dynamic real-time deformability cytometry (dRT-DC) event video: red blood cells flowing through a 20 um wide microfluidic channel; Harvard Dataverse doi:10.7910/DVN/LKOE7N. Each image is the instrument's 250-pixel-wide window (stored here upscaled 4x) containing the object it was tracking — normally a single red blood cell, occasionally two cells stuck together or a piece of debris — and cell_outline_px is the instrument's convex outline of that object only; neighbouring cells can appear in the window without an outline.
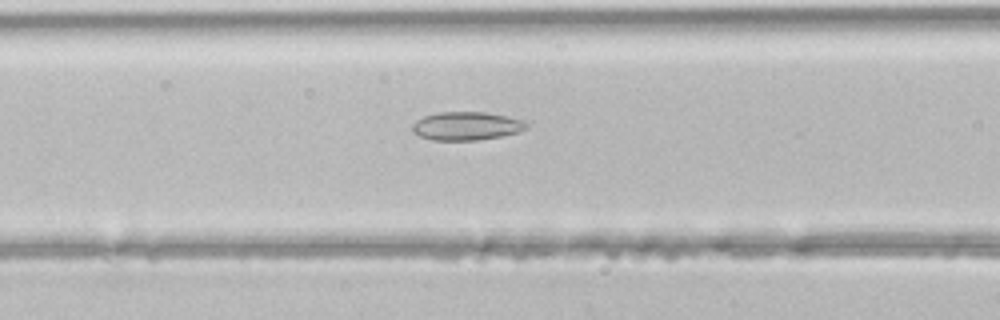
{"species": "common noctule bat (a hibernating species)", "species_latin": "Nyctalus noctula", "temperature_condition": "room temperature", "stored_images_in_passage": 33, "camera_frame_rate_fps": 3000, "um_per_image_px": 0.085, "animal": {"sex": "male", "body_mass_g": 21.5, "forearm_length_mm": 52.0}, "frame": {"image": 1, "passage_image": 8, "time_ms": 2.333, "image_size_px": [1000, 320], "cell_outline_px": [[528, 124], [520, 132], [500, 136], [476, 140], [432, 140], [420, 136], [412, 132], [412, 124], [416, 120], [424, 116], [440, 112], [484, 112], [524, 120]], "centroid_in_image_um": [39.61, 10.71], "position_along_channel_um": 127.0, "area_um2": 18.73}}
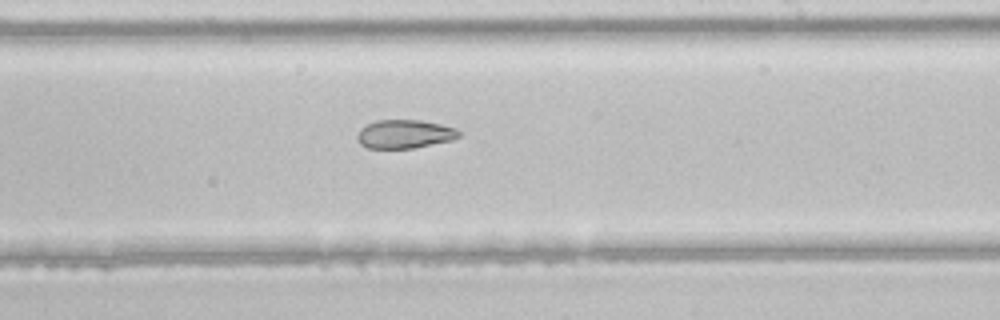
{"frame": {"image": 2, "passage_image": 17, "time_ms": 5.333, "image_size_px": [1000, 320], "cell_outline_px": [[460, 136], [452, 140], [412, 148], [368, 148], [360, 144], [356, 140], [356, 136], [360, 128], [376, 120], [420, 120], [440, 124], [456, 128], [460, 132]], "centroid_in_image_um": [34.37, 11.39], "position_along_channel_um": 254.6, "area_um2": 16.94}}
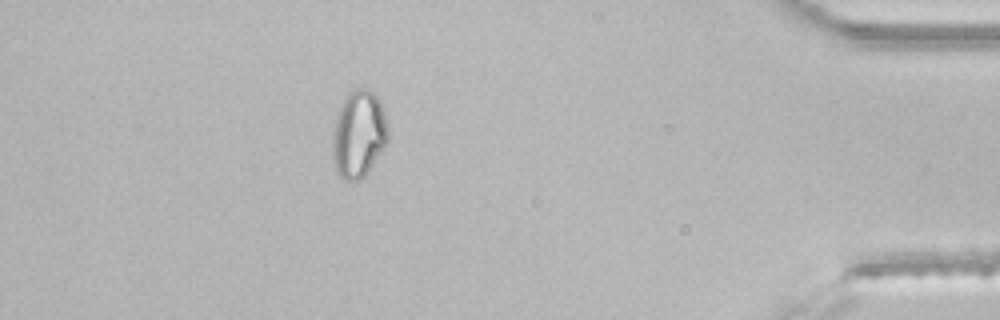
{"frame": {"image": 3, "passage_image": 31, "time_ms": 10.0, "image_size_px": [1000, 320], "cell_outline_px": [[388, 140], [364, 176], [356, 180], [344, 180], [340, 176], [332, 160], [332, 132], [336, 116], [348, 92], [356, 88], [364, 88], [372, 92], [380, 100], [384, 112], [388, 128]], "centroid_in_image_um": [30.46, 11.38], "position_along_channel_um": 404.7, "area_um2": 27.98}}